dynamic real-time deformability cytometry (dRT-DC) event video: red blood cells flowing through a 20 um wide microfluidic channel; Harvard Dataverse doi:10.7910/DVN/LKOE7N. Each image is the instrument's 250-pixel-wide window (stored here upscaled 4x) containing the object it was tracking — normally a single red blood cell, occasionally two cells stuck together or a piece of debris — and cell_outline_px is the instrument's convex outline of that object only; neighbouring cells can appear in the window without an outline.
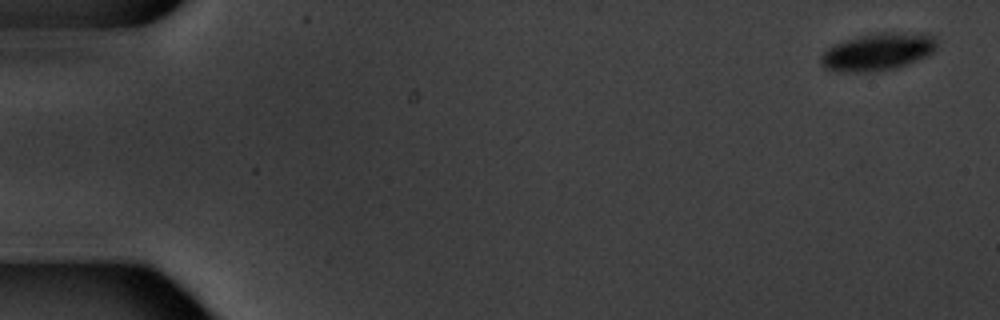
{"species": "common noctule bat (a hibernating species)", "species_latin": "Nyctalus noctula", "temperature_condition": "warm", "stored_images_in_passage": 4, "camera_frame_rate_fps": 3000, "um_per_image_px": 0.085, "animal": {"sex": "male", "body_mass_g": 20.1, "forearm_length_mm": 53.5}, "frame": {"image": 1, "passage_image": 1, "time_ms": 0.0, "image_size_px": [1000, 320], "cell_outline_px": [[936, 48], [932, 52], [916, 60], [896, 68], [872, 72], [840, 72], [824, 68], [820, 60], [820, 56], [832, 44], [860, 36], [880, 32], [928, 32], [936, 36]], "centroid_in_image_um": [74.63, 4.38], "position_along_channel_um": 10.4, "area_um2": 25.49}}